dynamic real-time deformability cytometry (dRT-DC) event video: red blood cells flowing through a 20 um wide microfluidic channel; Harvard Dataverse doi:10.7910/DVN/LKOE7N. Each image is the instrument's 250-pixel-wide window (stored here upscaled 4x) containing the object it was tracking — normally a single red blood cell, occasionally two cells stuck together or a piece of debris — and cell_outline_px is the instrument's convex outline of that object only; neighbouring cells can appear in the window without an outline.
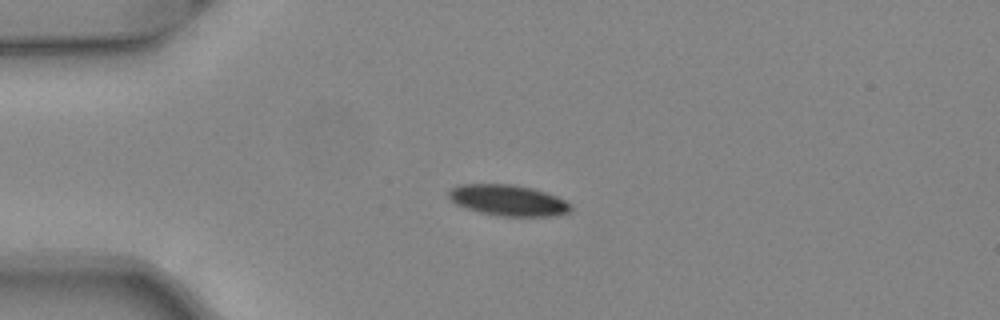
{"species": "common noctule bat (a hibernating species)", "species_latin": "Nyctalus noctula", "temperature_condition": "warm", "stored_images_in_passage": 39, "camera_frame_rate_fps": 3000, "um_per_image_px": 0.085, "animal": {"sex": "female", "body_mass_g": 24.6, "forearm_length_mm": 56.2}, "frame": {"image": 1, "passage_image": 1, "time_ms": 0.0, "image_size_px": [1000, 320], "cell_outline_px": [[572, 208], [568, 212], [552, 216], [500, 216], [480, 212], [464, 208], [456, 204], [448, 196], [448, 192], [452, 188], [460, 184], [512, 184], [532, 188], [556, 196], [564, 200]], "centroid_in_image_um": [43.15, 17.02], "position_along_channel_um": 41.8, "area_um2": 21.85}}
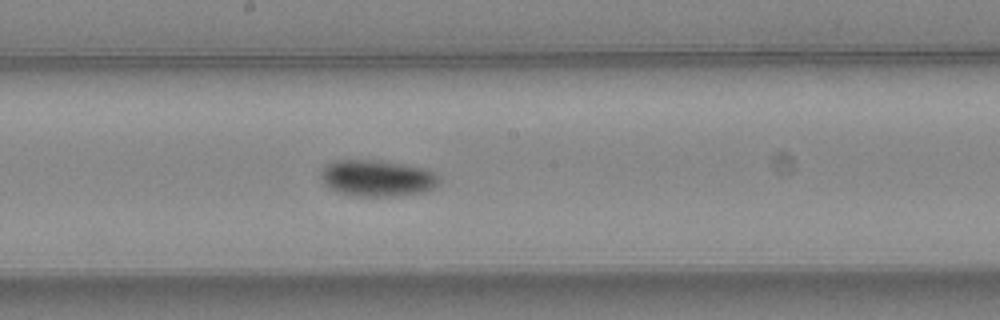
{"frame": {"image": 2, "passage_image": 16, "time_ms": 5.0, "image_size_px": [1000, 320], "cell_outline_px": [[440, 180], [432, 188], [420, 192], [392, 196], [352, 196], [328, 188], [324, 184], [320, 172], [324, 164], [336, 160], [380, 160], [428, 168], [440, 176]], "centroid_in_image_um": [32.04, 15.12], "position_along_channel_um": 216.2, "area_um2": 25.26}}
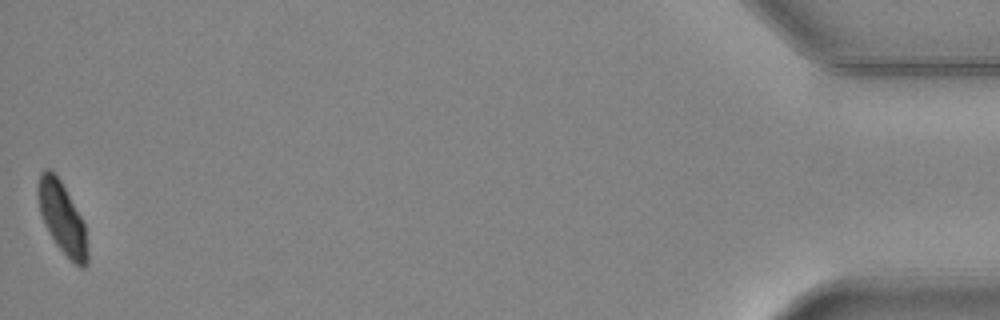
{"frame": {"image": 3, "passage_image": 39, "time_ms": 12.667, "image_size_px": [1000, 320], "cell_outline_px": [[88, 264], [84, 268], [80, 268], [56, 244], [44, 224], [40, 212], [36, 192], [36, 184], [40, 172], [44, 168], [48, 168], [60, 180], [80, 216], [84, 224], [88, 252]], "centroid_in_image_um": [5.25, 18.51], "position_along_channel_um": 429.9, "area_um2": 20.4}}